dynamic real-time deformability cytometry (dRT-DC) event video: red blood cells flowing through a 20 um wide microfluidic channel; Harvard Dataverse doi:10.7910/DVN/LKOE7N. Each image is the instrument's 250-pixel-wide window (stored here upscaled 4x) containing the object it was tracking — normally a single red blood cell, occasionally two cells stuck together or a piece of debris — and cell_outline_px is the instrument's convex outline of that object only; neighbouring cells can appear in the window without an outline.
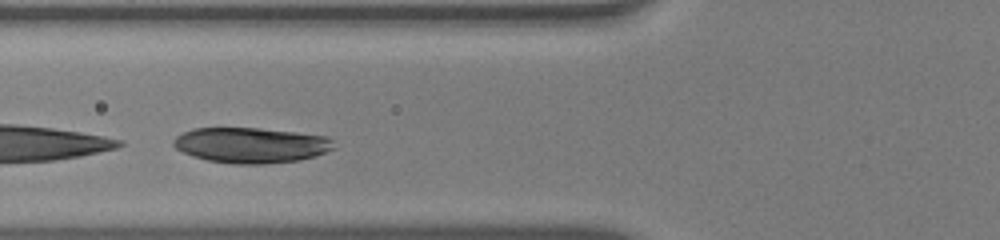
{"species": "human", "species_latin": "Homo sapiens", "temperature_condition": "warm", "stored_images_in_passage": 32, "camera_frame_rate_fps": 3000, "um_per_image_px": 0.085, "donor": {"sex": "male"}, "frame": {"image": 1, "passage_image": 9, "time_ms": 2.667, "image_size_px": [1000, 240], "cell_outline_px": [[336, 148], [328, 152], [316, 156], [300, 160], [264, 164], [236, 164], [208, 160], [192, 156], [176, 148], [172, 144], [172, 140], [180, 132], [192, 128], [260, 128], [296, 132], [328, 136], [332, 140]], "centroid_in_image_um": [21.35, 12.33], "position_along_channel_um": 104.5, "area_um2": 33.47}}
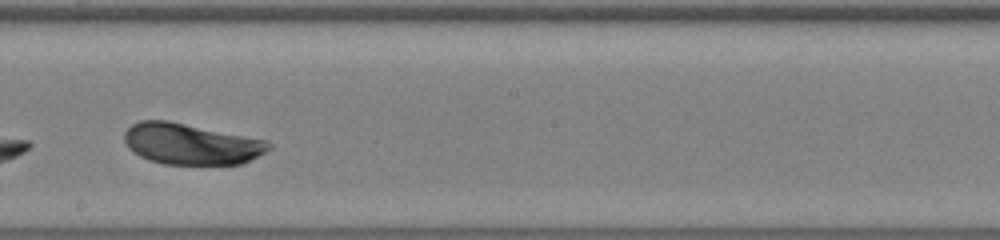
{"frame": {"image": 2, "passage_image": 19, "time_ms": 6.0, "image_size_px": [1000, 240], "cell_outline_px": [[272, 148], [244, 164], [164, 164], [148, 160], [140, 156], [128, 148], [124, 140], [124, 132], [132, 124], [140, 120], [168, 120], [268, 140], [272, 144]], "centroid_in_image_um": [16.25, 12.23], "position_along_channel_um": 231.9, "area_um2": 34.8}}
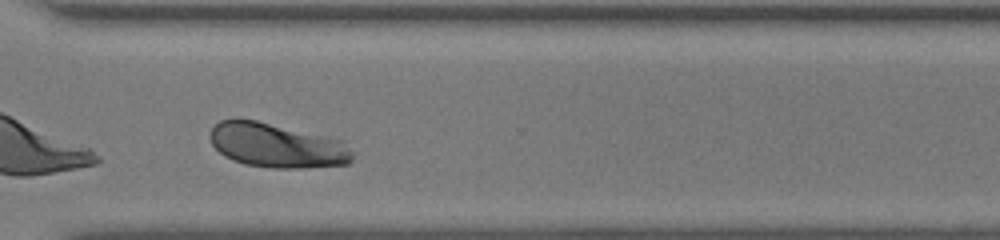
{"frame": {"image": 3, "passage_image": 28, "time_ms": 9.0, "image_size_px": [1000, 240], "cell_outline_px": [[352, 160], [348, 164], [308, 168], [272, 168], [244, 164], [232, 160], [224, 156], [212, 144], [208, 136], [208, 132], [220, 120], [256, 120], [324, 136], [340, 140], [352, 152]], "centroid_in_image_um": [23.49, 12.38], "position_along_channel_um": 347.1, "area_um2": 36.53}, "authors_computed_cell_mechanics": {"area_um2": 34.5644, "velocity_mm_per_s": 3.8285, "shape_relaxation_time_tau1_ms": 0.6439, "shape_relaxation_time_tau2_ms": 0.9873, "deformation_change_tau1": 0.2628, "deformation_change_tau2": 0.0546}}